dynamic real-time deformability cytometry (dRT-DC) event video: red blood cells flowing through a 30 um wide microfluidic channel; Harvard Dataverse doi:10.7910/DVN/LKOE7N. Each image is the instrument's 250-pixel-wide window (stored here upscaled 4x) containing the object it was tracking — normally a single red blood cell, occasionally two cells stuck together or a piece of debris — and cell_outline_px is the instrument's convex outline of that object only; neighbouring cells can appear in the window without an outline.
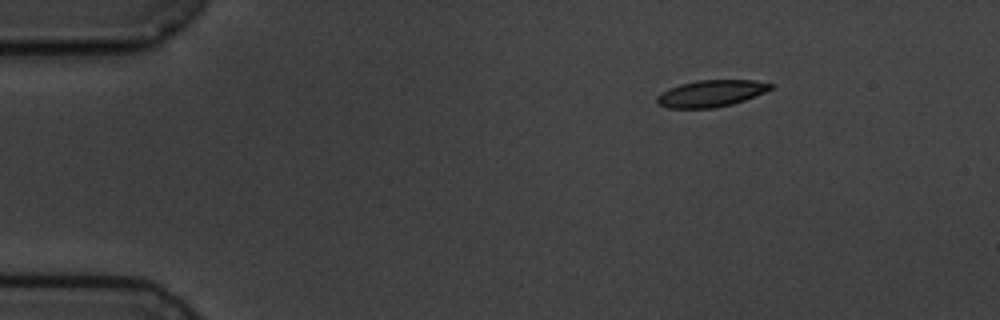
{"species": "common noctule bat (a hibernating species)", "species_latin": "Nyctalus noctula", "temperature_condition": "cold", "stored_images_in_passage": 8, "camera_frame_rate_fps": 3000, "um_per_image_px": 0.085, "animal": {"sex": "male", "body_mass_g": 19.5, "forearm_length_mm": 54.6}, "frame": {"image": 1, "passage_image": 1, "time_ms": 0.0, "image_size_px": [1000, 320], "cell_outline_px": [[776, 88], [744, 100], [732, 104], [716, 108], [668, 108], [656, 104], [656, 96], [660, 92], [668, 88], [680, 84], [700, 80], [752, 80], [776, 84]], "centroid_in_image_um": [60.44, 7.94], "position_along_channel_um": 24.6, "area_um2": 17.98}}
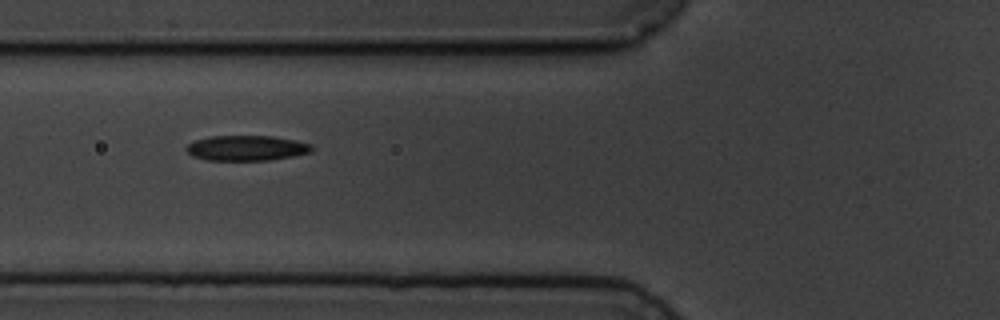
{"frame": {"image": 2, "passage_image": 5, "time_ms": 4.333, "image_size_px": [1000, 320], "cell_outline_px": [[312, 152], [292, 156], [268, 160], [208, 160], [192, 156], [184, 148], [188, 144], [196, 140], [212, 136], [272, 136], [296, 140], [312, 144]], "centroid_in_image_um": [20.96, 12.58], "position_along_channel_um": 104.8, "area_um2": 18.38}}
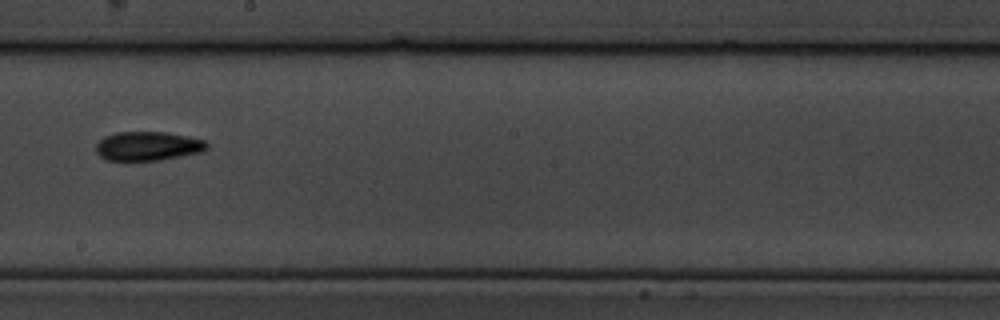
{"frame": {"image": 3, "passage_image": 8, "time_ms": 8.0, "image_size_px": [1000, 320], "cell_outline_px": [[208, 148], [204, 152], [160, 160], [108, 160], [100, 156], [96, 152], [96, 144], [104, 136], [116, 132], [168, 132], [188, 136], [204, 140], [208, 144]], "centroid_in_image_um": [12.6, 12.41], "position_along_channel_um": 235.6, "area_um2": 18.9}}